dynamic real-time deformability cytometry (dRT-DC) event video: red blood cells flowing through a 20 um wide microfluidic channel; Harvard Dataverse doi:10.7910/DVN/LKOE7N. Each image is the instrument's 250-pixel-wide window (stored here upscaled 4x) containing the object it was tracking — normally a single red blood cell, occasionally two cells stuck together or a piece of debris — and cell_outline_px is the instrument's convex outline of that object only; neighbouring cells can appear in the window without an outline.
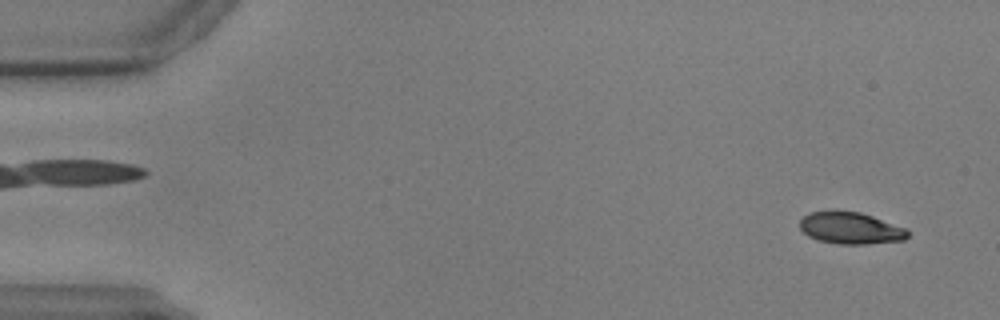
{"species": "common noctule bat (a hibernating species)", "species_latin": "Nyctalus noctula", "temperature_condition": "warm", "stored_images_in_passage": 58, "camera_frame_rate_fps": 3000, "um_per_image_px": 0.085, "animal": {"sex": "male", "body_mass_g": 17.9, "forearm_length_mm": 54.2}, "frame": {"image": 1, "passage_image": 3, "time_ms": 0.667, "image_size_px": [1000, 320], "cell_outline_px": [[908, 236], [904, 240], [868, 244], [840, 244], [816, 240], [808, 236], [800, 228], [800, 220], [804, 216], [812, 212], [860, 212], [908, 228]], "centroid_in_image_um": [72.33, 19.41], "position_along_channel_um": 12.7, "area_um2": 19.83}}
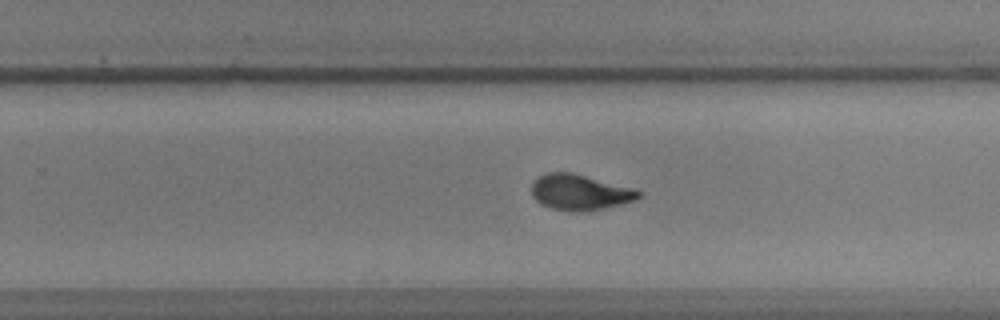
{"frame": {"image": 2, "passage_image": 37, "time_ms": 12.0, "image_size_px": [1000, 320], "cell_outline_px": [[640, 196], [636, 200], [620, 204], [600, 208], [572, 212], [552, 208], [540, 204], [532, 196], [532, 180], [548, 172], [572, 172], [636, 188], [640, 192]], "centroid_in_image_um": [49.27, 16.32], "position_along_channel_um": 280.5, "area_um2": 22.2}}
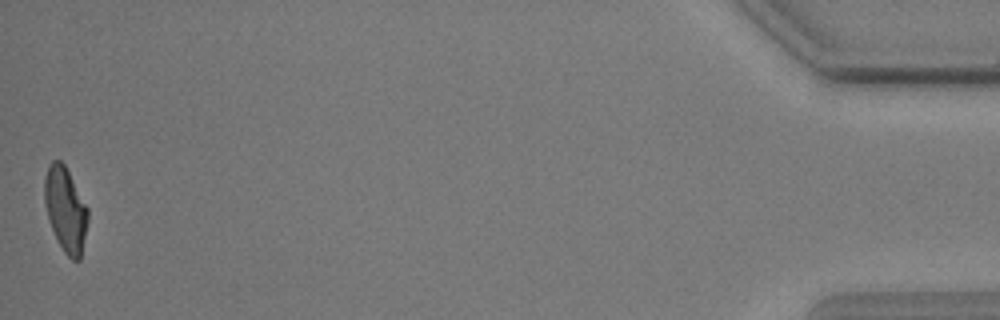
{"frame": {"image": 3, "passage_image": 58, "time_ms": 19.0, "image_size_px": [1000, 320], "cell_outline_px": [[88, 220], [80, 260], [72, 260], [64, 252], [48, 220], [44, 200], [44, 176], [48, 164], [52, 160], [60, 160], [64, 164], [88, 208]], "centroid_in_image_um": [5.55, 17.78], "position_along_channel_um": 429.6, "area_um2": 21.27}}